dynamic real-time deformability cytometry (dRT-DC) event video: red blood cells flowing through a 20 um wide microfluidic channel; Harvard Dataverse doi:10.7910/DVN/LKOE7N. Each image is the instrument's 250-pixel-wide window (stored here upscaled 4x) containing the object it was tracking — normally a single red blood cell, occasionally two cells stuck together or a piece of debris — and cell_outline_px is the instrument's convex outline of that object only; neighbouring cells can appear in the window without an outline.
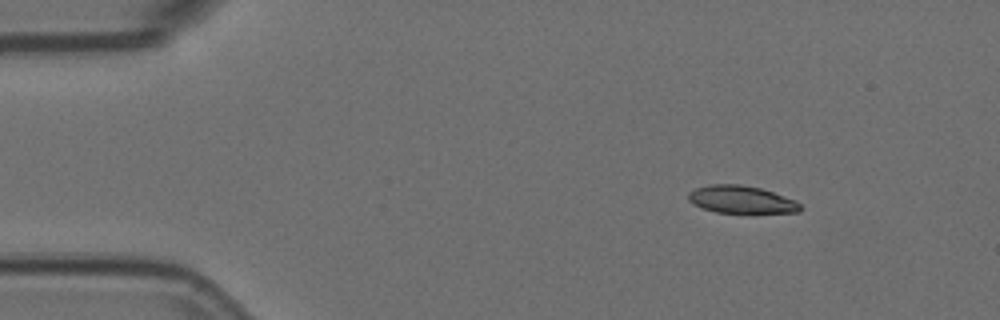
{"species": "Egyptian fruit bat (a non-hibernating species)", "species_latin": "Rousettus aegyptiacus", "temperature_condition": "room temperature", "stored_images_in_passage": 4, "camera_frame_rate_fps": 3000, "um_per_image_px": 0.085, "animal": {"sex": "female"}, "frame": {"image": 1, "passage_image": 1, "time_ms": 0.0, "image_size_px": [1000, 320], "cell_outline_px": [[800, 212], [752, 216], [716, 212], [704, 208], [688, 200], [688, 192], [696, 188], [708, 184], [740, 184], [760, 188], [796, 200], [800, 204]], "centroid_in_image_um": [63.08, 17.02], "position_along_channel_um": 21.9, "area_um2": 18.84}}